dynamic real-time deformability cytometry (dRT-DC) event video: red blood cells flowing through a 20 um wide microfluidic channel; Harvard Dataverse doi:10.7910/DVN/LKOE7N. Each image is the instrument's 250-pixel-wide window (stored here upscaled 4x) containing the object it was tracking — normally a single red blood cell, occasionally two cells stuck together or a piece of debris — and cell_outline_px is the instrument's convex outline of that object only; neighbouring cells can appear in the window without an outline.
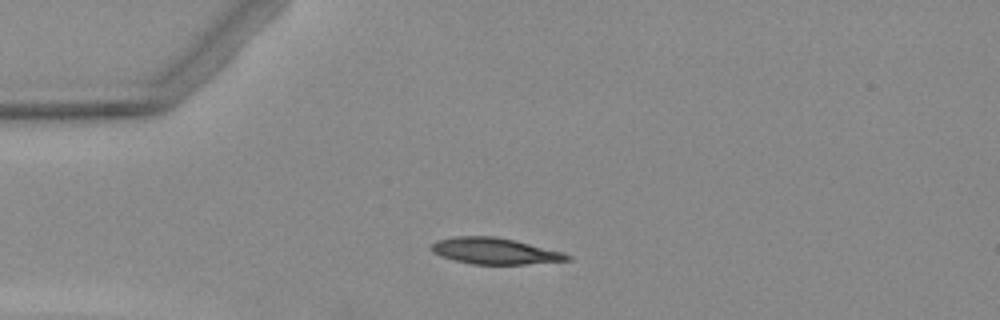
{"species": "Egyptian fruit bat (a non-hibernating species)", "species_latin": "Rousettus aegyptiacus", "temperature_condition": "warm", "stored_images_in_passage": 3, "camera_frame_rate_fps": 3000, "um_per_image_px": 0.085, "animal": {"sex": "female"}, "frame": {"image": 1, "passage_image": 1, "time_ms": 0.0, "image_size_px": [1000, 320], "cell_outline_px": [[572, 260], [524, 264], [472, 264], [452, 260], [440, 256], [432, 252], [432, 244], [436, 240], [456, 236], [496, 236], [516, 240], [564, 252], [572, 256]], "centroid_in_image_um": [42.07, 21.33], "position_along_channel_um": 42.9, "area_um2": 20.98}}
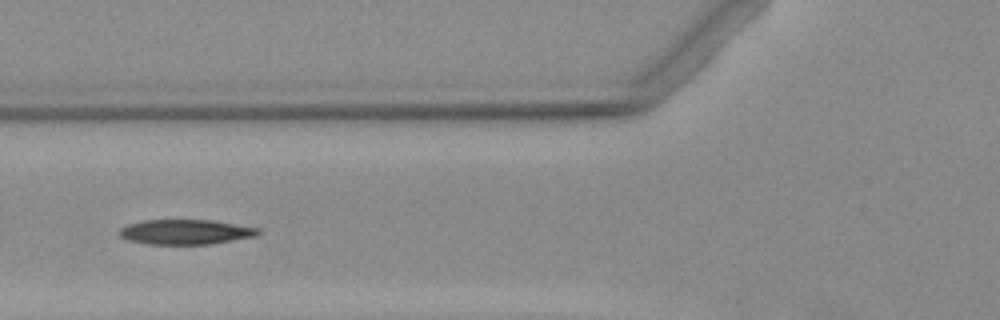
{"frame": {"image": 2, "passage_image": 3, "time_ms": 2.333, "image_size_px": [1000, 320], "cell_outline_px": [[260, 232], [256, 236], [212, 244], [148, 244], [128, 240], [120, 236], [116, 232], [120, 228], [128, 224], [144, 220], [212, 220], [260, 228]], "centroid_in_image_um": [15.76, 19.71], "position_along_channel_um": 110.0, "area_um2": 20.23}}